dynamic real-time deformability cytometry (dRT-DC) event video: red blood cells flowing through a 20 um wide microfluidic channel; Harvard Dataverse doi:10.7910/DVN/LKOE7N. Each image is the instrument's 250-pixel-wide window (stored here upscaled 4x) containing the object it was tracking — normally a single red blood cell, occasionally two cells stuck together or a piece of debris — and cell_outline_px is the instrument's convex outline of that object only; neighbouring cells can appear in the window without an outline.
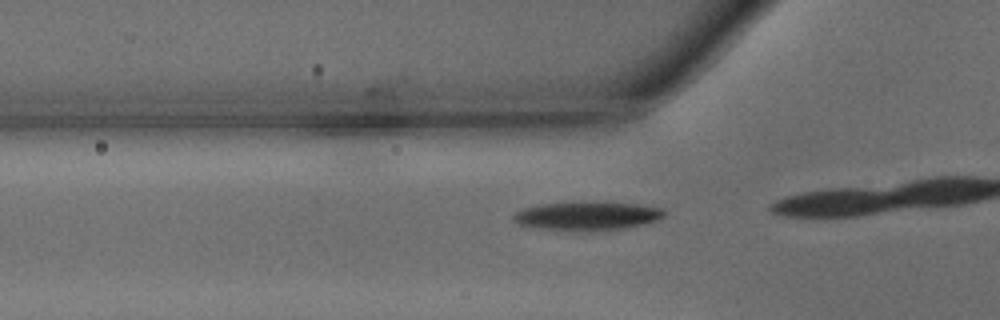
{"species": "common noctule bat (a hibernating species)", "species_latin": "Nyctalus noctula", "temperature_condition": "warm", "stored_images_in_passage": 15, "camera_frame_rate_fps": 3000, "um_per_image_px": 0.085, "animal": {"sex": "male", "body_mass_g": 15.6}, "frame": {"image": 1, "passage_image": 12, "time_ms": 3.667, "image_size_px": [1000, 320], "cell_outline_px": [[664, 216], [660, 220], [624, 228], [588, 232], [536, 228], [520, 224], [512, 216], [516, 212], [524, 208], [544, 204], [584, 200], [636, 204], [660, 208], [664, 212]], "centroid_in_image_um": [49.93, 18.34], "position_along_channel_um": 75.9, "area_um2": 25.49}}